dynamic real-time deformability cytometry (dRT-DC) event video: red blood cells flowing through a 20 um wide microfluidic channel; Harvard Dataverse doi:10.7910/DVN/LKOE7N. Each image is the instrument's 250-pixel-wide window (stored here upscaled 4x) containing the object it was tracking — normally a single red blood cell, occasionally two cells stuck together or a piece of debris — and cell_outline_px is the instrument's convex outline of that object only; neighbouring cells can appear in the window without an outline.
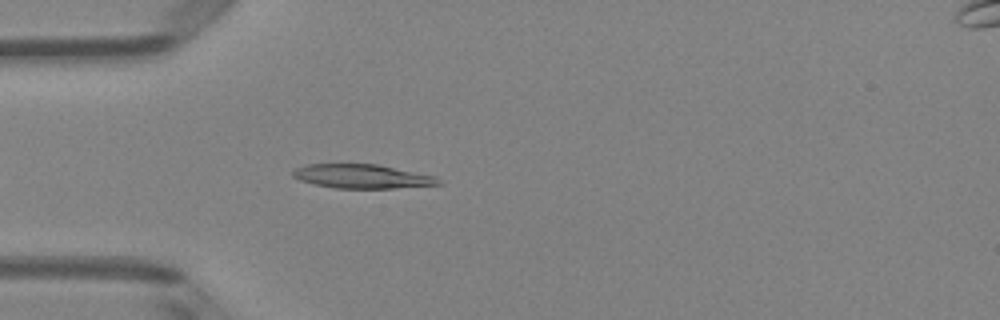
{"species": "Egyptian fruit bat (a non-hibernating species)", "species_latin": "Rousettus aegyptiacus", "temperature_condition": "room temperature", "stored_images_in_passage": 41, "camera_frame_rate_fps": 3000, "um_per_image_px": 0.085, "animal": {"sex": "female"}, "frame": {"image": 1, "passage_image": 5, "time_ms": 1.333, "image_size_px": [1000, 320], "cell_outline_px": [[444, 184], [392, 188], [336, 188], [316, 184], [300, 180], [292, 176], [292, 172], [296, 168], [308, 164], [376, 164], [436, 176]], "centroid_in_image_um": [30.8, 14.99], "position_along_channel_um": 54.2, "area_um2": 20.17}}
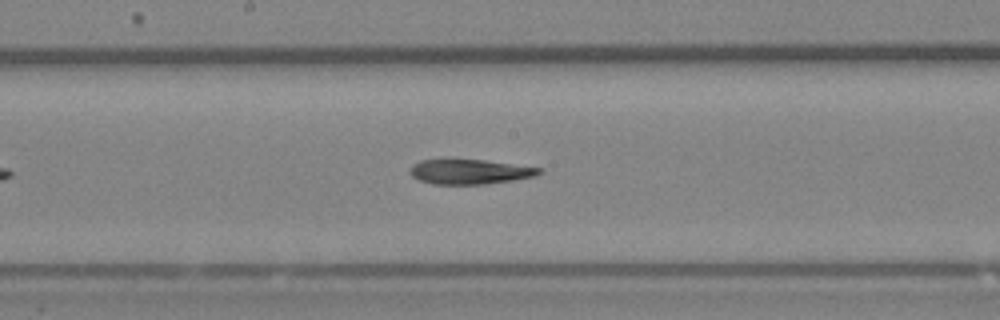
{"frame": {"image": 2, "passage_image": 17, "time_ms": 5.333, "image_size_px": [1000, 320], "cell_outline_px": [[544, 172], [536, 176], [512, 180], [484, 184], [432, 184], [420, 180], [412, 176], [408, 172], [412, 164], [420, 160], [484, 160], [544, 168]], "centroid_in_image_um": [39.95, 14.6], "position_along_channel_um": 208.2, "area_um2": 18.67}}
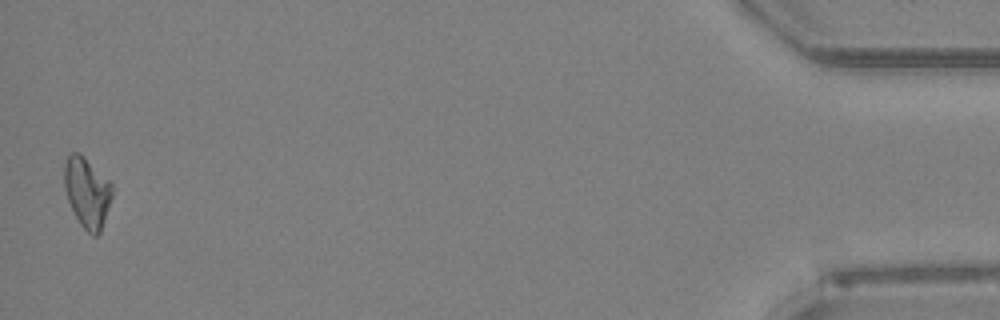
{"frame": {"image": 3, "passage_image": 40, "time_ms": 13.0, "image_size_px": [1000, 320], "cell_outline_px": [[112, 196], [100, 232], [96, 236], [92, 236], [80, 224], [68, 200], [64, 188], [64, 164], [68, 156], [72, 152], [80, 152], [112, 184]], "centroid_in_image_um": [7.39, 16.34], "position_along_channel_um": 427.8, "area_um2": 19.36}, "authors_computed_cell_mechanics": {"area_um2": 19.5942, "velocity_mm_per_s": 4.0405, "shape_relaxation_time_tau1_ms": null, "shape_relaxation_time_tau2_ms": 7.7394, "deformation_change_tau1": null, "deformation_change_tau2": 0.1636}}